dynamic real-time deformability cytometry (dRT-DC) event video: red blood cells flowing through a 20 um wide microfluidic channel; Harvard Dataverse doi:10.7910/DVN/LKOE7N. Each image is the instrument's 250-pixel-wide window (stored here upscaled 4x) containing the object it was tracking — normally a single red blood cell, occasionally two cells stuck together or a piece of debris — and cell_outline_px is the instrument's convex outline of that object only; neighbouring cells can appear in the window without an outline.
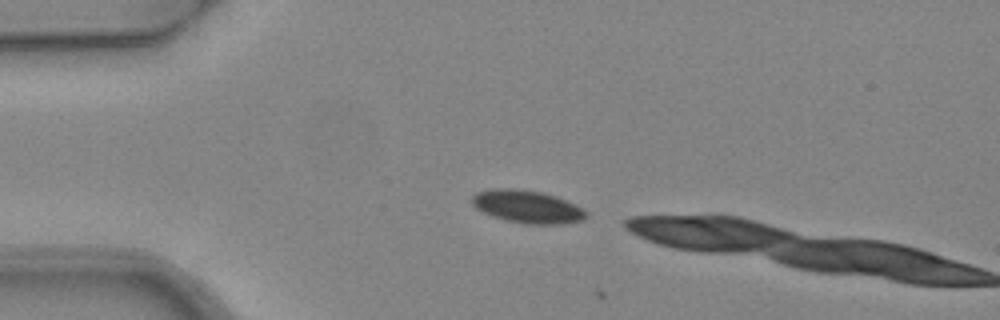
{"species": "common noctule bat (a hibernating species)", "species_latin": "Nyctalus noctula", "temperature_condition": "warm", "stored_images_in_passage": 5, "camera_frame_rate_fps": 3000, "um_per_image_px": 0.085, "animal": {"sex": "female", "body_mass_g": 24.6, "forearm_length_mm": 56.2}, "frame": {"image": 1, "passage_image": 1, "time_ms": 0.0, "image_size_px": [1000, 320], "cell_outline_px": [[588, 216], [584, 220], [560, 224], [528, 224], [508, 220], [492, 216], [476, 208], [472, 204], [472, 196], [476, 192], [492, 188], [512, 188], [540, 192], [556, 196], [588, 212]], "centroid_in_image_um": [44.8, 17.56], "position_along_channel_um": 40.2, "area_um2": 21.56}}